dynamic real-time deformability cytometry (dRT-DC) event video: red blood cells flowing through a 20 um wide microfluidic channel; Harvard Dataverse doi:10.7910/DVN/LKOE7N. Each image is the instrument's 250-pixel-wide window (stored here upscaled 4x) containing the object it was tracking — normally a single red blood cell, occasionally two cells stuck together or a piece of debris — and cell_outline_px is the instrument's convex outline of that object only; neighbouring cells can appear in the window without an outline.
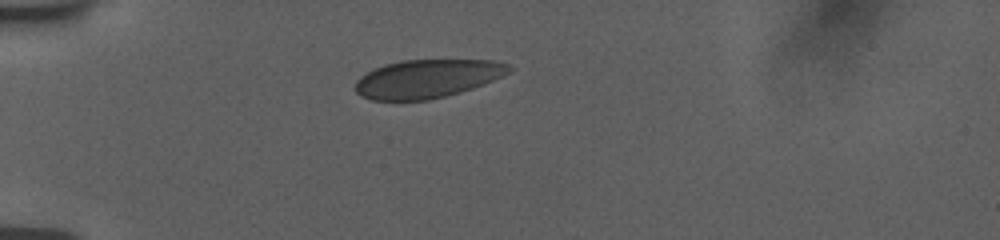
{"species": "human", "species_latin": "Homo sapiens", "temperature_condition": "room temperature", "stored_images_in_passage": 3, "camera_frame_rate_fps": 3000, "um_per_image_px": 0.085, "donor": {"sex": "female"}, "frame": {"image": 1, "passage_image": 1, "time_ms": 0.0, "image_size_px": [1000, 240], "cell_outline_px": [[512, 72], [472, 88], [460, 92], [428, 100], [372, 100], [360, 96], [352, 88], [356, 80], [360, 76], [384, 64], [404, 60], [492, 60], [508, 64], [512, 68]], "centroid_in_image_um": [36.28, 6.69], "position_along_channel_um": 48.7, "area_um2": 34.39}}
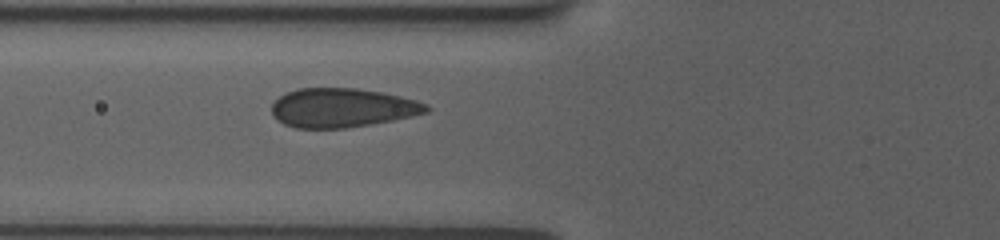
{"frame": {"image": 2, "passage_image": 3, "time_ms": 2.0, "image_size_px": [1000, 240], "cell_outline_px": [[432, 108], [428, 112], [392, 120], [344, 128], [296, 128], [284, 124], [272, 116], [272, 104], [284, 92], [296, 88], [356, 88], [380, 92], [400, 96], [416, 100], [428, 104]], "centroid_in_image_um": [29.07, 9.15], "position_along_channel_um": 96.7, "area_um2": 35.2}}